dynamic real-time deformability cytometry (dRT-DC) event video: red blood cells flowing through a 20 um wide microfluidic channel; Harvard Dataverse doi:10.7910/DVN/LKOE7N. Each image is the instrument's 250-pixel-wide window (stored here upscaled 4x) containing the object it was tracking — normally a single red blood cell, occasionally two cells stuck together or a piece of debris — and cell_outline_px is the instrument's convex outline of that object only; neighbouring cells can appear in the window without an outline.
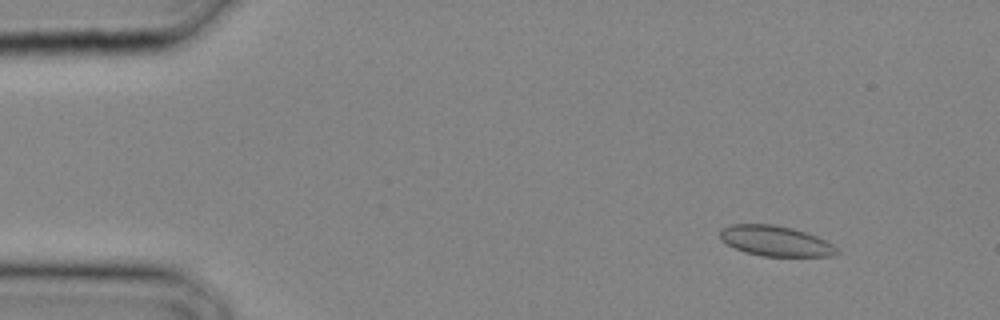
{"species": "common noctule bat (a hibernating species)", "species_latin": "Nyctalus noctula", "temperature_condition": "cold", "stored_images_in_passage": 23, "camera_frame_rate_fps": 3000, "um_per_image_px": 0.085, "animal": {"sex": "male", "body_mass_g": 20.4}, "frame": {"image": 1, "passage_image": 4, "time_ms": 1.0, "image_size_px": [1000, 320], "cell_outline_px": [[840, 252], [832, 256], [764, 256], [744, 252], [720, 240], [720, 228], [732, 224], [772, 224], [792, 228], [816, 236], [832, 244]], "centroid_in_image_um": [65.89, 20.48], "position_along_channel_um": 19.1, "area_um2": 20.52}}
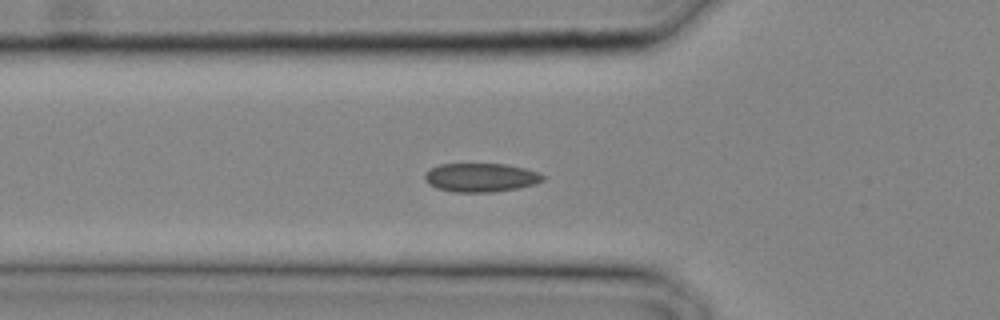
{"frame": {"image": 2, "passage_image": 11, "time_ms": 3.333, "image_size_px": [1000, 320], "cell_outline_px": [[544, 180], [536, 184], [516, 188], [492, 192], [452, 192], [436, 188], [428, 184], [424, 180], [424, 176], [432, 168], [440, 164], [508, 164], [540, 172], [544, 176]], "centroid_in_image_um": [40.88, 15.09], "position_along_channel_um": 84.9, "area_um2": 19.83}}
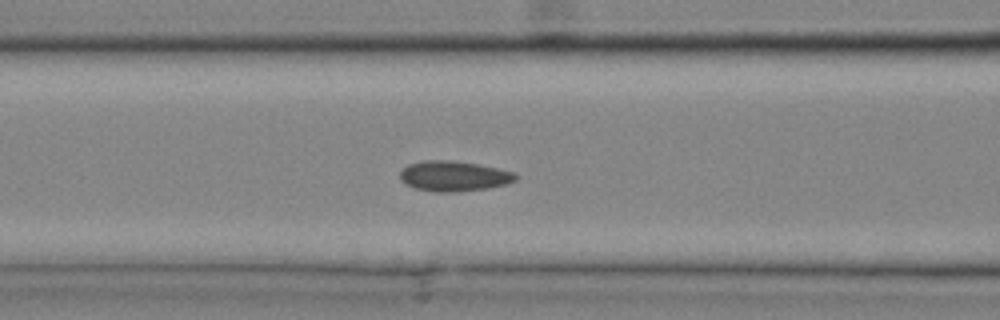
{"frame": {"image": 3, "passage_image": 13, "time_ms": 4.0, "image_size_px": [1000, 320], "cell_outline_px": [[520, 176], [516, 180], [508, 184], [488, 188], [452, 192], [436, 192], [416, 188], [404, 184], [400, 180], [400, 172], [408, 164], [424, 160], [452, 160], [476, 164], [516, 172]], "centroid_in_image_um": [38.59, 14.97], "position_along_channel_um": 128.0, "area_um2": 20.52}}